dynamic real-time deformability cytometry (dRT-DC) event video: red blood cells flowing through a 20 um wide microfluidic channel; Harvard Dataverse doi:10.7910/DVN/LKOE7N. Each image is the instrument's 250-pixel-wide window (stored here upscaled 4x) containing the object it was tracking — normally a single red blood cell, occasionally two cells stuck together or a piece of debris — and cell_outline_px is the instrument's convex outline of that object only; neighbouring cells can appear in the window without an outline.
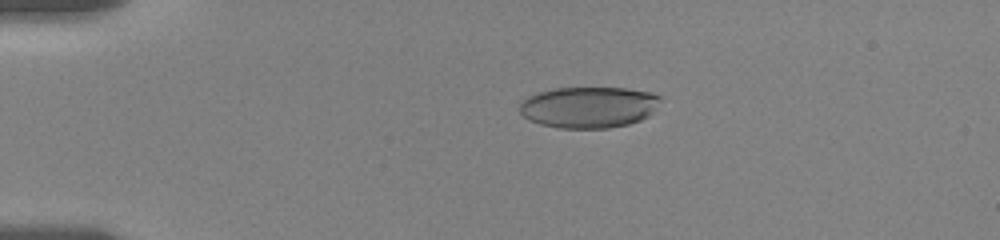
{"species": "human", "species_latin": "Homo sapiens", "temperature_condition": "room temperature", "stored_images_in_passage": 51, "camera_frame_rate_fps": 3000, "um_per_image_px": 0.085, "donor": {"sex": "female"}, "frame": {"image": 1, "passage_image": 10, "time_ms": 3.667, "image_size_px": [1000, 240], "cell_outline_px": [[664, 96], [648, 116], [640, 120], [628, 124], [608, 128], [556, 128], [540, 124], [528, 120], [520, 112], [520, 100], [528, 96], [540, 92], [556, 88], [628, 88], [652, 92]], "centroid_in_image_um": [50.05, 9.11], "position_along_channel_um": 35.0, "area_um2": 34.04}}
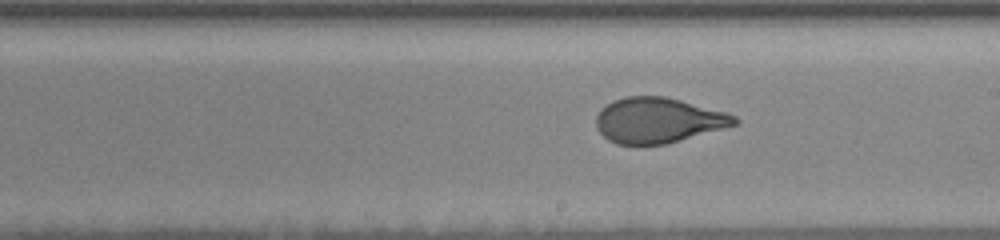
{"frame": {"image": 2, "passage_image": 31, "time_ms": 10.667, "image_size_px": [1000, 240], "cell_outline_px": [[740, 120], [736, 124], [668, 144], [616, 144], [608, 140], [596, 128], [596, 116], [600, 108], [612, 100], [624, 96], [664, 96], [680, 100], [724, 112], [736, 116]], "centroid_in_image_um": [55.89, 10.22], "position_along_channel_um": 233.1, "area_um2": 36.47}}
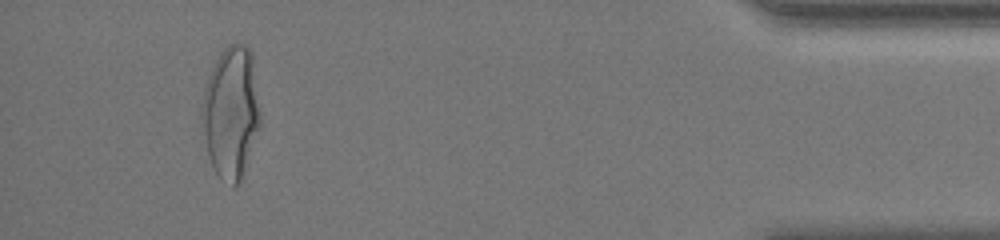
{"frame": {"image": 3, "passage_image": 49, "time_ms": 17.333, "image_size_px": [1000, 240], "cell_outline_px": [[260, 124], [240, 180], [232, 188], [212, 168], [208, 156], [200, 124], [200, 108], [204, 88], [208, 76], [220, 52], [228, 44], [244, 44], [252, 52], [260, 116]], "centroid_in_image_um": [19.59, 9.53], "position_along_channel_um": 415.6, "area_um2": 44.85}, "authors_computed_cell_mechanics": {"area_um2": 36.703, "velocity_mm_per_s": 3.5772, "shape_relaxation_time_tau1_ms": 3.8938, "shape_relaxation_time_tau2_ms": 0.6303, "deformation_change_tau1": 0.1879, "deformation_change_tau2": 0.0744}}